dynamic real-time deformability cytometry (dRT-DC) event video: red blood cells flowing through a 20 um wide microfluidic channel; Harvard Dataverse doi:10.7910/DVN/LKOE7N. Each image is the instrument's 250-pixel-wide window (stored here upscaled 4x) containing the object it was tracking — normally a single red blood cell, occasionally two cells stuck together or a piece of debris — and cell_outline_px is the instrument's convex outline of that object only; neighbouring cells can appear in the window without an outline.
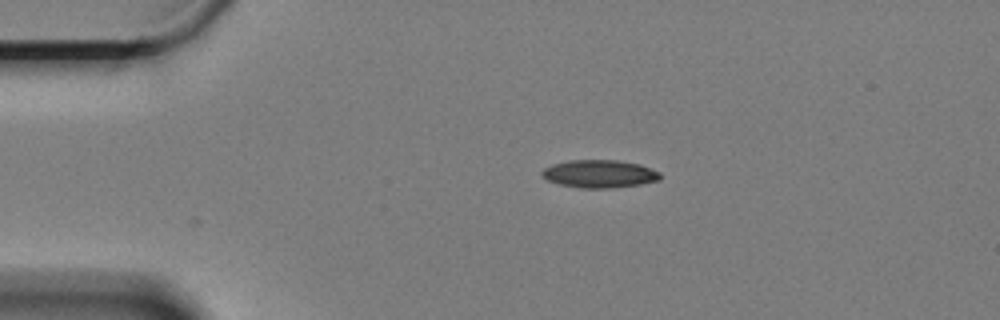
{"species": "Egyptian fruit bat (a non-hibernating species)", "species_latin": "Rousettus aegyptiacus", "temperature_condition": "cold", "stored_images_in_passage": 35, "camera_frame_rate_fps": 3000, "um_per_image_px": 0.085, "animal": {"sex": "female"}, "frame": {"image": 1, "passage_image": 1, "time_ms": 0.0, "image_size_px": [1000, 320], "cell_outline_px": [[660, 180], [640, 184], [612, 188], [580, 188], [560, 184], [548, 180], [540, 172], [544, 168], [552, 164], [568, 160], [616, 160], [640, 164], [660, 172]], "centroid_in_image_um": [50.96, 14.77], "position_along_channel_um": 34.0, "area_um2": 19.13}}
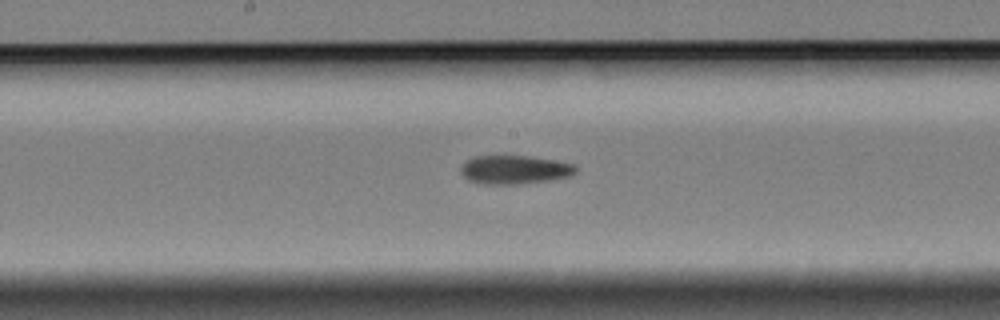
{"frame": {"image": 2, "passage_image": 20, "time_ms": 6.333, "image_size_px": [1000, 320], "cell_outline_px": [[576, 172], [572, 176], [548, 180], [516, 184], [484, 184], [468, 180], [460, 172], [460, 168], [468, 160], [476, 156], [532, 156], [556, 160], [576, 164]], "centroid_in_image_um": [43.78, 14.42], "position_along_channel_um": 204.4, "area_um2": 19.19}}
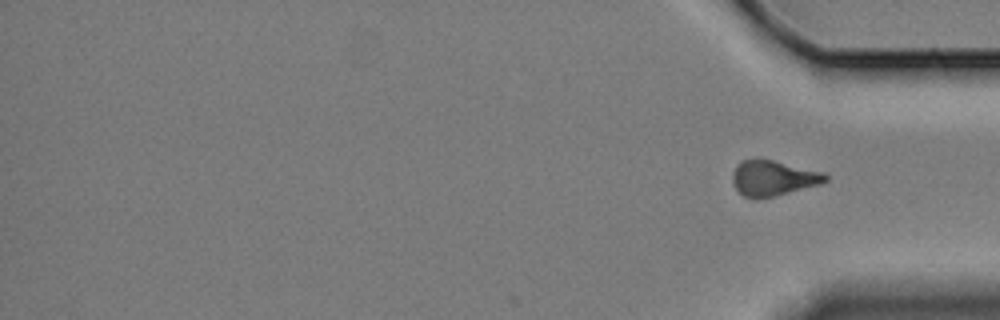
{"frame": {"image": 3, "passage_image": 35, "time_ms": 11.333, "image_size_px": [1000, 320], "cell_outline_px": [[828, 180], [820, 184], [756, 200], [752, 200], [744, 196], [732, 184], [732, 172], [736, 164], [744, 160], [772, 160], [824, 172], [828, 176]], "centroid_in_image_um": [65.69, 15.15], "position_along_channel_um": 369.5, "area_um2": 19.02}, "authors_computed_cell_mechanics": {"area_um2": 19.0162, "velocity_mm_per_s": 3.3179, "shape_relaxation_time_tau1_ms": 8.338, "shape_relaxation_time_tau2_ms": 5.5637, "deformation_change_tau1": 0.1826, "deformation_change_tau2": 0.1446}}